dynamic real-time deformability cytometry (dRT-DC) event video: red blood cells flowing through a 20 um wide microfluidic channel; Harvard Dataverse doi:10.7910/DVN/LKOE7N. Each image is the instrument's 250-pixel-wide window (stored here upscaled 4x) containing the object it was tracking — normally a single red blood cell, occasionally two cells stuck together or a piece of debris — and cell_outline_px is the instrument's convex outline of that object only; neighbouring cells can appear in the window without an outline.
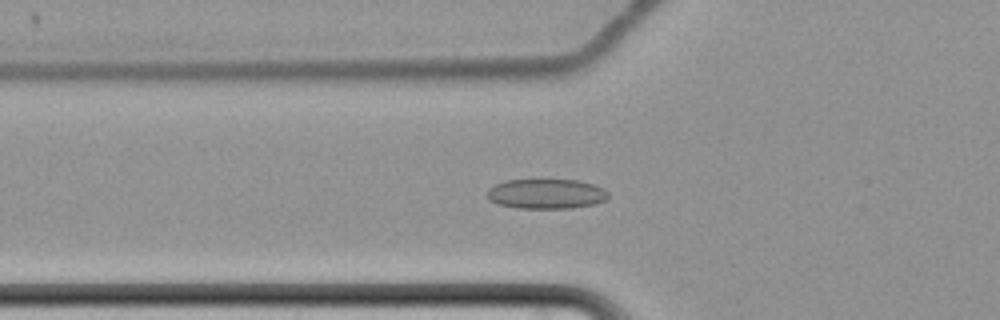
{"species": "common noctule bat (a hibernating species)", "species_latin": "Nyctalus noctula", "temperature_condition": "cold", "stored_images_in_passage": 49, "camera_frame_rate_fps": 3000, "um_per_image_px": 0.085, "animal": {"sex": "female", "body_mass_g": 22.7, "forearm_length_mm": 54.2}, "frame": {"image": 1, "passage_image": 10, "time_ms": 3.0, "image_size_px": [1000, 320], "cell_outline_px": [[608, 196], [604, 200], [596, 204], [572, 208], [516, 208], [496, 204], [488, 200], [488, 188], [504, 180], [580, 180], [604, 188], [608, 192]], "centroid_in_image_um": [46.42, 16.48], "position_along_channel_um": 79.4, "area_um2": 21.21}}
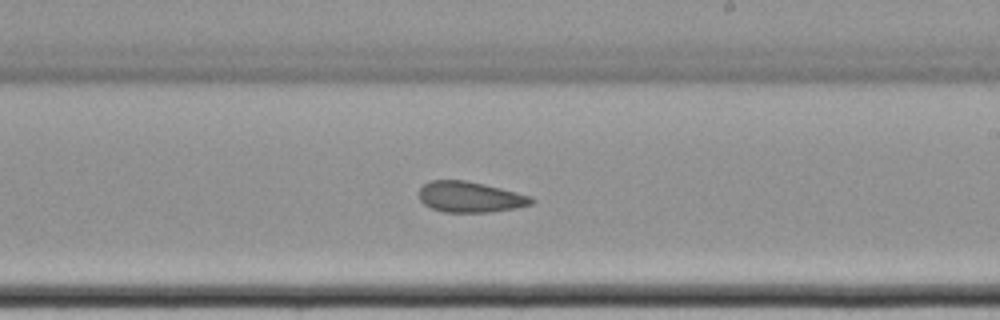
{"frame": {"image": 2, "passage_image": 25, "time_ms": 8.0, "image_size_px": [1000, 320], "cell_outline_px": [[536, 200], [532, 204], [516, 208], [488, 212], [444, 212], [432, 208], [424, 204], [420, 200], [420, 188], [428, 180], [464, 180], [484, 184], [532, 196]], "centroid_in_image_um": [39.97, 16.74], "position_along_channel_um": 249.0, "area_um2": 20.11}}
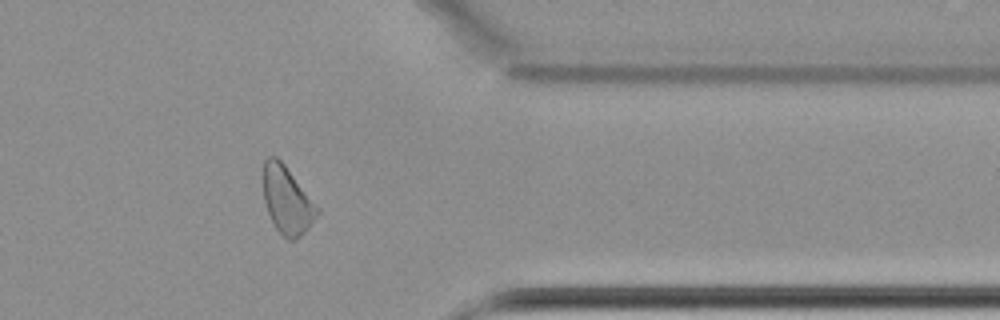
{"frame": {"image": 3, "passage_image": 38, "time_ms": 12.333, "image_size_px": [1000, 320], "cell_outline_px": [[320, 212], [308, 228], [296, 240], [288, 240], [276, 228], [268, 212], [264, 200], [260, 176], [264, 160], [268, 156], [276, 156], [284, 164], [320, 208]], "centroid_in_image_um": [24.36, 16.97], "position_along_channel_um": 387.0, "area_um2": 21.56}, "authors_computed_cell_mechanics": {"area_um2": 21.2126, "velocity_mm_per_s": 3.4175, "shape_relaxation_time_tau1_ms": null, "shape_relaxation_time_tau2_ms": 3.4817, "deformation_change_tau1": null, "deformation_change_tau2": 0.107}}